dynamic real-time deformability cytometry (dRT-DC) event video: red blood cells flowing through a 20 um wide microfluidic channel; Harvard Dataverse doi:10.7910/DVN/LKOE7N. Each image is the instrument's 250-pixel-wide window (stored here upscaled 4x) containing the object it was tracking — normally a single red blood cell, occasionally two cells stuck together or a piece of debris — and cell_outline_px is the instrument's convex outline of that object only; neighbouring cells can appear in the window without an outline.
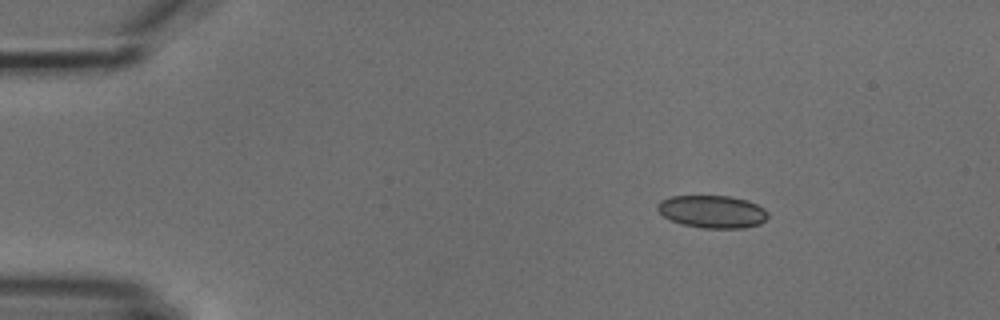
{"species": "common noctule bat (a hibernating species)", "species_latin": "Nyctalus noctula", "temperature_condition": "cold", "stored_images_in_passage": 3, "camera_frame_rate_fps": 3000, "um_per_image_px": 0.085, "animal": {"sex": "male", "body_mass_g": 18.8}, "frame": {"image": 1, "passage_image": 1, "time_ms": 0.0, "image_size_px": [1000, 320], "cell_outline_px": [[768, 216], [760, 224], [744, 228], [700, 228], [680, 224], [664, 216], [656, 208], [656, 204], [660, 200], [672, 196], [728, 196], [748, 200], [764, 208], [768, 212]], "centroid_in_image_um": [60.54, 17.99], "position_along_channel_um": 24.5, "area_um2": 21.1}}